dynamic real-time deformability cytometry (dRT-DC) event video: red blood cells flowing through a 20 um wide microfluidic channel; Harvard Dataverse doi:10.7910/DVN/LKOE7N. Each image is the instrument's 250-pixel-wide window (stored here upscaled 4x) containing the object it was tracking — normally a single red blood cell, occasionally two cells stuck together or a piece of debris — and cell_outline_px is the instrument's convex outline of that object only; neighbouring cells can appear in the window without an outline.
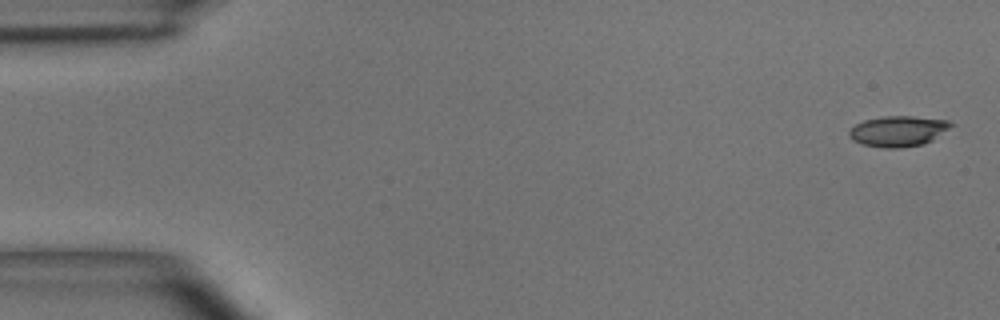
{"species": "common noctule bat (a hibernating species)", "species_latin": "Nyctalus noctula", "temperature_condition": "room temperature", "stored_images_in_passage": 7, "camera_frame_rate_fps": 3000, "um_per_image_px": 0.085, "animal": {"sex": "male", "body_mass_g": 15.6}, "frame": {"image": 1, "passage_image": 1, "time_ms": 0.0, "image_size_px": [1000, 320], "cell_outline_px": [[956, 124], [932, 140], [924, 144], [900, 148], [888, 148], [864, 144], [852, 140], [848, 136], [848, 132], [856, 124], [864, 120], [880, 116], [912, 116], [948, 120]], "centroid_in_image_um": [76.37, 11.14], "position_along_channel_um": 8.6, "area_um2": 18.21}}
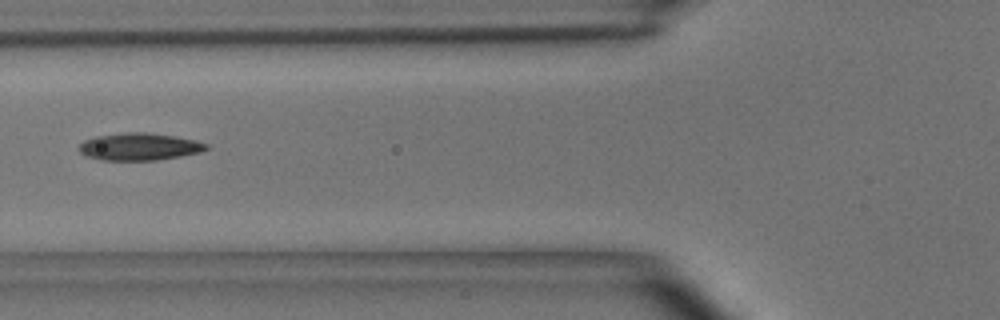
{"frame": {"image": 2, "passage_image": 6, "time_ms": 6.0, "image_size_px": [1000, 320], "cell_outline_px": [[208, 148], [200, 152], [180, 156], [156, 160], [104, 160], [88, 156], [80, 152], [80, 144], [84, 140], [96, 136], [124, 132], [148, 132], [196, 140], [208, 144]], "centroid_in_image_um": [11.85, 12.46], "position_along_channel_um": 113.9, "area_um2": 20.06}}